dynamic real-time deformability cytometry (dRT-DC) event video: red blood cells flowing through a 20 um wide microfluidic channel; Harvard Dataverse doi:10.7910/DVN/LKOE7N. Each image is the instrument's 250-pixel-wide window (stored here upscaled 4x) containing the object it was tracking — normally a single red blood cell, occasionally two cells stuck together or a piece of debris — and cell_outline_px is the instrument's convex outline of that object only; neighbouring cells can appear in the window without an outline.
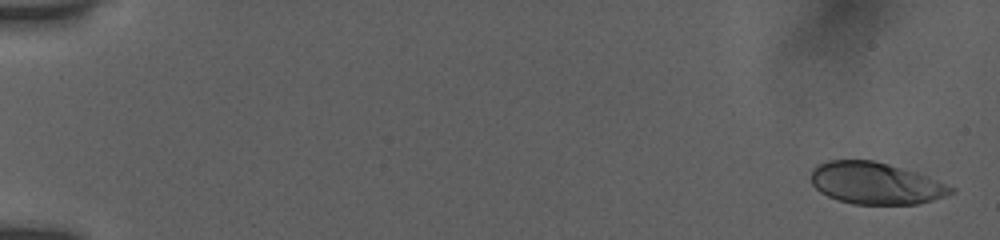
{"species": "human", "species_latin": "Homo sapiens", "temperature_condition": "room temperature", "stored_images_in_passage": 54, "camera_frame_rate_fps": 3000, "um_per_image_px": 0.085, "donor": {"sex": "female"}, "frame": {"image": 1, "passage_image": 2, "time_ms": 0.333, "image_size_px": [1000, 240], "cell_outline_px": [[956, 192], [932, 200], [916, 204], [852, 204], [828, 196], [820, 192], [812, 184], [812, 168], [816, 164], [828, 160], [872, 160], [888, 164], [916, 172], [928, 176], [956, 188]], "centroid_in_image_um": [74.43, 15.57], "position_along_channel_um": 10.6, "area_um2": 34.1}}
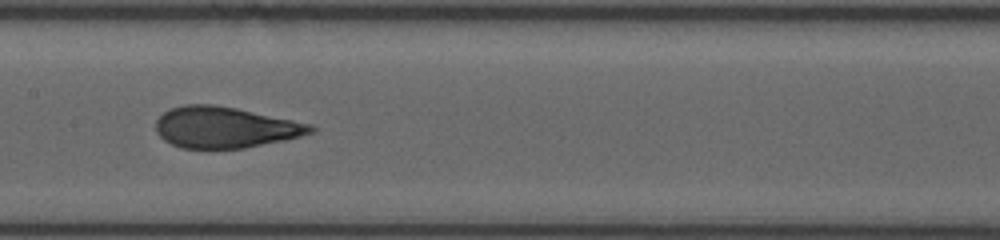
{"frame": {"image": 2, "passage_image": 29, "time_ms": 9.333, "image_size_px": [1000, 240], "cell_outline_px": [[316, 132], [284, 140], [244, 148], [180, 148], [164, 140], [156, 132], [156, 120], [164, 112], [172, 108], [184, 104], [216, 104], [236, 108], [312, 124], [316, 128]], "centroid_in_image_um": [19.13, 10.82], "position_along_channel_um": 188.3, "area_um2": 37.05}}
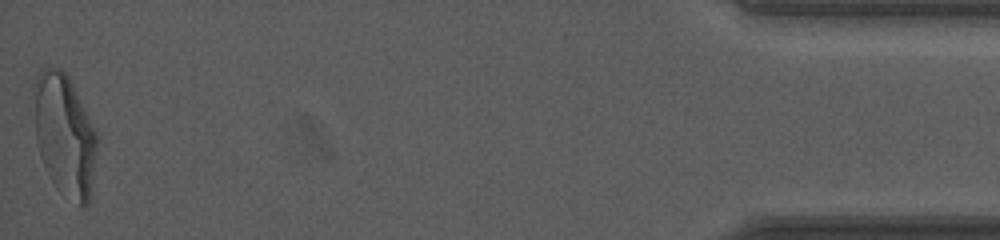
{"frame": {"image": 3, "passage_image": 54, "time_ms": 17.667, "image_size_px": [1000, 240], "cell_outline_px": [[96, 144], [92, 176], [88, 204], [84, 208], [80, 208], [60, 192], [56, 188], [40, 156], [36, 140], [32, 84], [40, 68], [60, 68], [68, 76], [96, 132]], "centroid_in_image_um": [5.44, 11.45], "position_along_channel_um": 429.8, "area_um2": 44.45}, "authors_computed_cell_mechanics": {"area_um2": 37.3388, "velocity_mm_per_s": 3.8968, "shape_relaxation_time_tau1_ms": 5.5772, "shape_relaxation_time_tau2_ms": 0.8381, "deformation_change_tau1": 0.2315, "deformation_change_tau2": 0.0634}}